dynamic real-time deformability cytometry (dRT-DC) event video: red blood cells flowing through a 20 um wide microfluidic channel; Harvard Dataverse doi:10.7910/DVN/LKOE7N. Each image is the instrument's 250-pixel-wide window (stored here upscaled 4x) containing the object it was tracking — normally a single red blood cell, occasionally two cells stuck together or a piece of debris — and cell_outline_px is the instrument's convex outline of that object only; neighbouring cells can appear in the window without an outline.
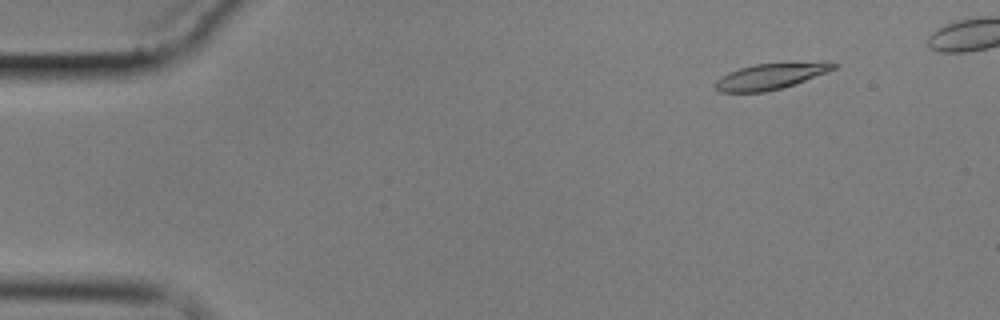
{"species": "common noctule bat (a hibernating species)", "species_latin": "Nyctalus noctula", "temperature_condition": "cold", "stored_images_in_passage": 5, "camera_frame_rate_fps": 3000, "um_per_image_px": 0.085, "animal": {"sex": "male", "body_mass_g": 17.9}, "frame": {"image": 1, "passage_image": 2, "time_ms": 1.0, "image_size_px": [1000, 320], "cell_outline_px": [[840, 64], [836, 68], [828, 72], [768, 92], [720, 92], [716, 88], [716, 80], [720, 76], [728, 72], [740, 68], [756, 64]], "centroid_in_image_um": [65.36, 6.53], "position_along_channel_um": 19.6, "area_um2": 16.94}}